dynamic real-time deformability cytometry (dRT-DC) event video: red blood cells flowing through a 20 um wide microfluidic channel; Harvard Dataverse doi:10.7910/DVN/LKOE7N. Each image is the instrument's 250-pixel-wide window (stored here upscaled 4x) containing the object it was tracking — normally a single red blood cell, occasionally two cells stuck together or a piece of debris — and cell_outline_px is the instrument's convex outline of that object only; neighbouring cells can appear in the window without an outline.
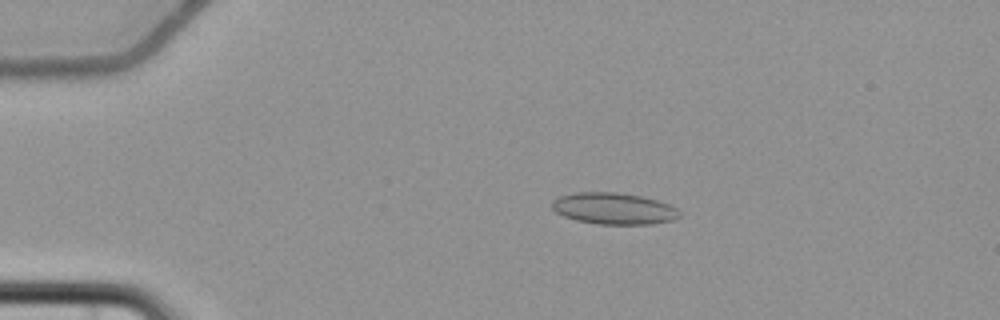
{"species": "common noctule bat (a hibernating species)", "species_latin": "Nyctalus noctula", "temperature_condition": "cold", "stored_images_in_passage": 5, "camera_frame_rate_fps": 3000, "um_per_image_px": 0.085, "animal": {"sex": "female", "body_mass_g": 22.7, "forearm_length_mm": 54.2}, "frame": {"image": 1, "passage_image": 4, "time_ms": 3.333, "image_size_px": [1000, 320], "cell_outline_px": [[680, 216], [672, 220], [652, 224], [600, 224], [576, 220], [564, 216], [556, 212], [552, 208], [552, 200], [560, 196], [576, 192], [616, 192], [640, 196], [656, 200], [668, 204], [676, 208], [680, 212]], "centroid_in_image_um": [52.16, 17.72], "position_along_channel_um": 32.8, "area_um2": 23.29}}